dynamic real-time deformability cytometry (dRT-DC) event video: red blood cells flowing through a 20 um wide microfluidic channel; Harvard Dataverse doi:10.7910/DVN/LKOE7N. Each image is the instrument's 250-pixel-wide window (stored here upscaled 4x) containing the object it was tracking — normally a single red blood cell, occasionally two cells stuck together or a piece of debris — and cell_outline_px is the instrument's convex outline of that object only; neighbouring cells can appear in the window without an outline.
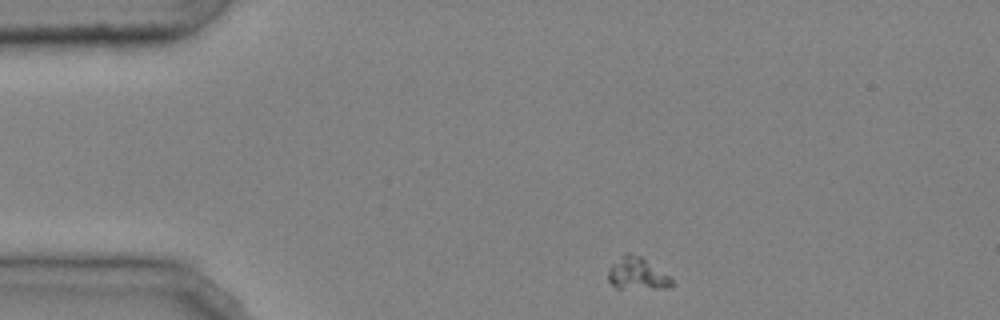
{"species": "common noctule bat (a hibernating species)", "species_latin": "Nyctalus noctula", "temperature_condition": "cold", "stored_images_in_passage": 41, "camera_frame_rate_fps": 3000, "um_per_image_px": 0.085, "animal": {"sex": "male", "body_mass_g": 20.4}, "frame": {"image": 1, "passage_image": 1, "time_ms": 0.0, "image_size_px": [1000, 320], "cell_outline_px": [[676, 284], [672, 288], [616, 288], [608, 280], [608, 268], [624, 252], [628, 252], [644, 256], [668, 276]], "centroid_in_image_um": [54.17, 23.24], "position_along_channel_um": 30.8, "area_um2": 12.2}}
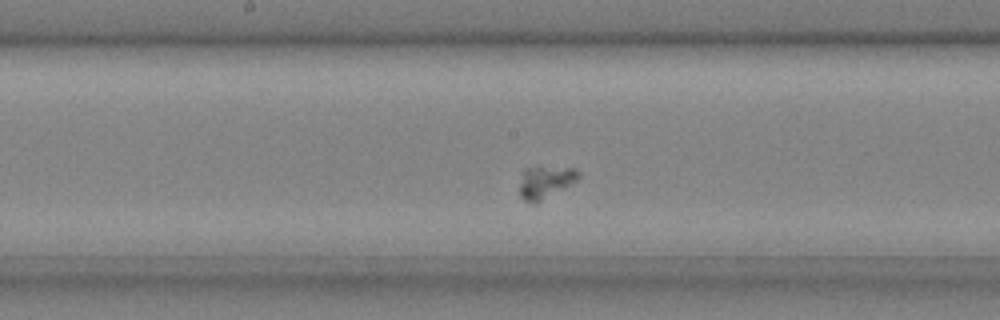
{"frame": {"image": 2, "passage_image": 18, "time_ms": 5.667, "image_size_px": [1000, 320], "cell_outline_px": [[580, 176], [576, 180], [540, 200], [524, 200], [520, 196], [520, 184], [524, 168], [540, 164], [576, 168], [580, 172]], "centroid_in_image_um": [46.36, 15.35], "position_along_channel_um": 201.8, "area_um2": 11.04}}
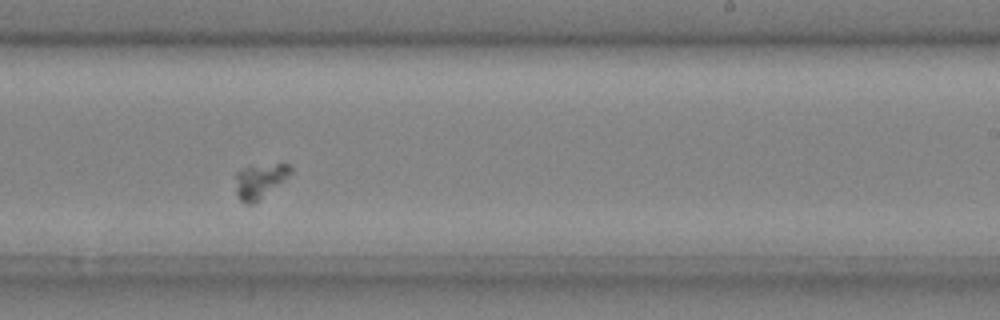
{"frame": {"image": 3, "passage_image": 23, "time_ms": 7.333, "image_size_px": [1000, 320], "cell_outline_px": [[292, 172], [288, 176], [260, 200], [252, 204], [244, 204], [240, 200], [236, 192], [236, 172], [248, 168], [276, 164], [288, 164], [292, 168]], "centroid_in_image_um": [22.08, 15.42], "position_along_channel_um": 266.9, "area_um2": 10.69}}